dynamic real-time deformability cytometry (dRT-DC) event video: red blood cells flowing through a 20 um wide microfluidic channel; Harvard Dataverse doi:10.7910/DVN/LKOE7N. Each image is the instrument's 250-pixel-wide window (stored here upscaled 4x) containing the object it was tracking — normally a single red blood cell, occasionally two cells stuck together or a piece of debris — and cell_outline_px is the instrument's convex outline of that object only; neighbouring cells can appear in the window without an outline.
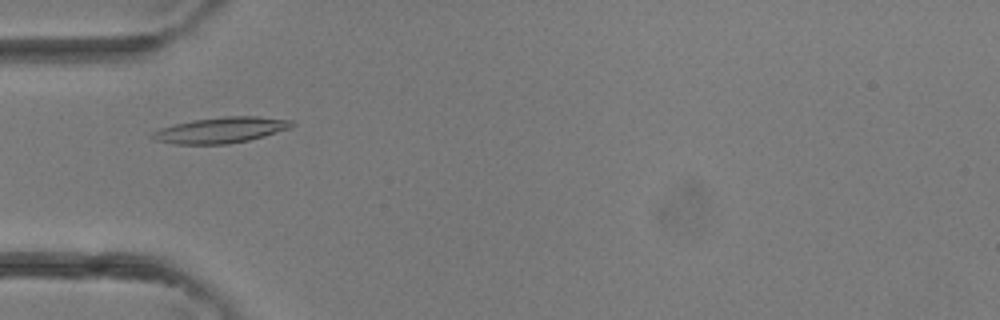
{"species": "common noctule bat (a hibernating species)", "species_latin": "Nyctalus noctula", "temperature_condition": "room temperature", "stored_images_in_passage": 1, "camera_frame_rate_fps": 3000, "um_per_image_px": 0.085, "animal": {"sex": "female"}, "frame": {"image": 1, "passage_image": 1, "time_ms": 0.0, "image_size_px": [1000, 320], "cell_outline_px": [[296, 124], [292, 128], [264, 136], [248, 140], [228, 144], [172, 144], [156, 140], [148, 136], [152, 132], [160, 128], [192, 120], [224, 116], [256, 116], [292, 120]], "centroid_in_image_um": [18.78, 11.05], "position_along_channel_um": 66.2, "area_um2": 21.1}}